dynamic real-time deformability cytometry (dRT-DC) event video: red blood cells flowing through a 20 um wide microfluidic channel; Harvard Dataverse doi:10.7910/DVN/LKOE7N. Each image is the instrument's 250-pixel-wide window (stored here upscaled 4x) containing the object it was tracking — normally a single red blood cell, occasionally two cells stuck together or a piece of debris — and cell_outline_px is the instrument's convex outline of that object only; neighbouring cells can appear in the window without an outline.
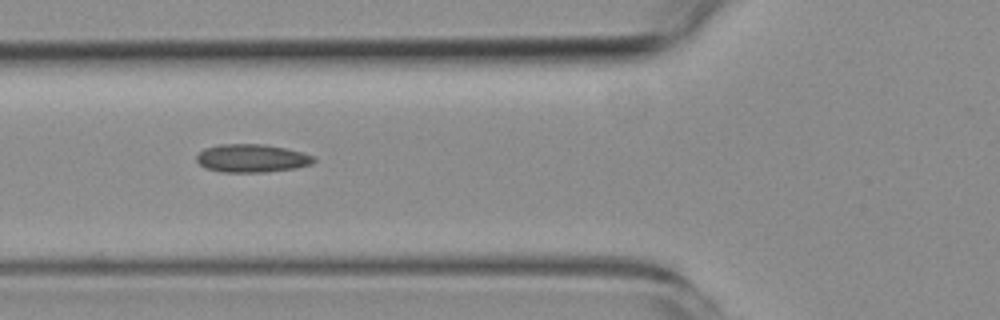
{"species": "common noctule bat (a hibernating species)", "species_latin": "Nyctalus noctula", "temperature_condition": "room temperature", "stored_images_in_passage": 13, "camera_frame_rate_fps": 3000, "um_per_image_px": 0.085, "animal": {"sex": "female", "body_mass_g": 19.3, "forearm_length_mm": 54.1}, "frame": {"image": 1, "passage_image": 4, "time_ms": 5.667, "image_size_px": [1000, 320], "cell_outline_px": [[316, 160], [312, 164], [296, 168], [268, 172], [220, 172], [204, 168], [196, 160], [196, 156], [204, 148], [220, 144], [260, 144], [284, 148], [316, 156]], "centroid_in_image_um": [21.4, 13.46], "position_along_channel_um": 104.4, "area_um2": 19.31}}
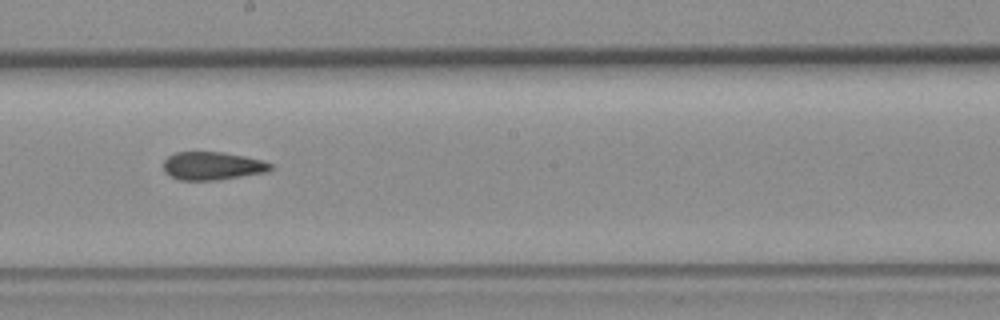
{"frame": {"image": 2, "passage_image": 7, "time_ms": 9.0, "image_size_px": [1000, 320], "cell_outline_px": [[276, 168], [268, 172], [216, 180], [180, 180], [164, 172], [164, 160], [168, 156], [176, 152], [224, 152], [264, 160], [272, 164]], "centroid_in_image_um": [18.11, 14.1], "position_along_channel_um": 230.1, "area_um2": 17.69}}
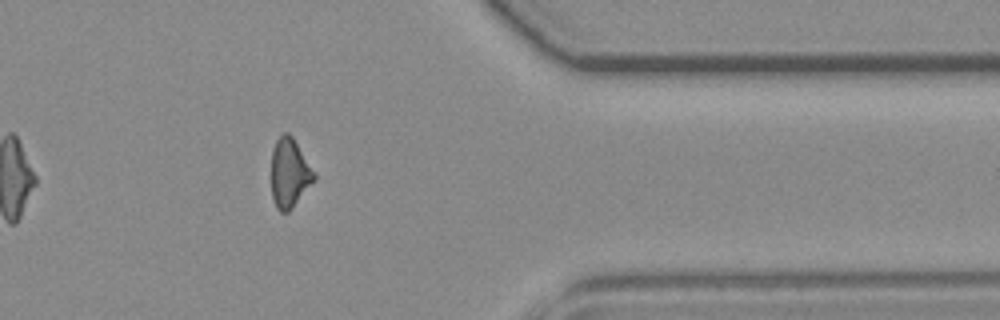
{"frame": {"image": 3, "passage_image": 11, "time_ms": 13.667, "image_size_px": [1000, 320], "cell_outline_px": [[316, 180], [292, 208], [288, 212], [280, 212], [276, 208], [272, 196], [272, 152], [276, 140], [284, 132], [288, 132], [292, 136], [316, 172]], "centroid_in_image_um": [24.64, 14.72], "position_along_channel_um": 386.8, "area_um2": 17.4}, "authors_computed_cell_mechanics": {"area_um2": 17.8602, "velocity_mm_per_s": 3.7771, "shape_relaxation_time_tau1_ms": null, "shape_relaxation_time_tau2_ms": 2.0064, "deformation_change_tau1": null, "deformation_change_tau2": 0.0678}}